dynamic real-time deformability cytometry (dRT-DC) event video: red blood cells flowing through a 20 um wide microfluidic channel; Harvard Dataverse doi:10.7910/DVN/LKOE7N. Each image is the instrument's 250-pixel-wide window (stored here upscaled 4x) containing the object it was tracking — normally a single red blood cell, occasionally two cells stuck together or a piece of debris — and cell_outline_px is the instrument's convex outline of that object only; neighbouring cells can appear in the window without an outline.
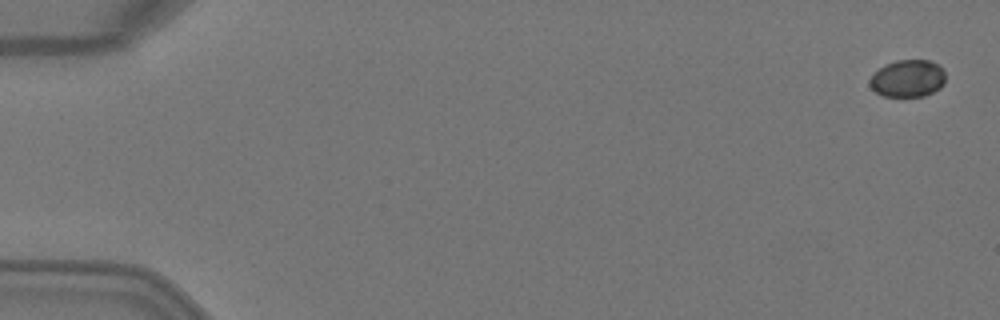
{"species": "Egyptian fruit bat (a non-hibernating species)", "species_latin": "Rousettus aegyptiacus", "temperature_condition": "warm", "stored_images_in_passage": 4, "camera_frame_rate_fps": 3000, "um_per_image_px": 0.085, "animal": {"sex": "female"}, "frame": {"image": 1, "passage_image": 1, "time_ms": 0.0, "image_size_px": [1000, 320], "cell_outline_px": [[944, 84], [940, 88], [924, 96], [884, 96], [876, 92], [868, 84], [868, 80], [884, 64], [896, 60], [932, 60], [940, 64], [944, 72]], "centroid_in_image_um": [77.17, 6.65], "position_along_channel_um": 7.8, "area_um2": 16.53}}
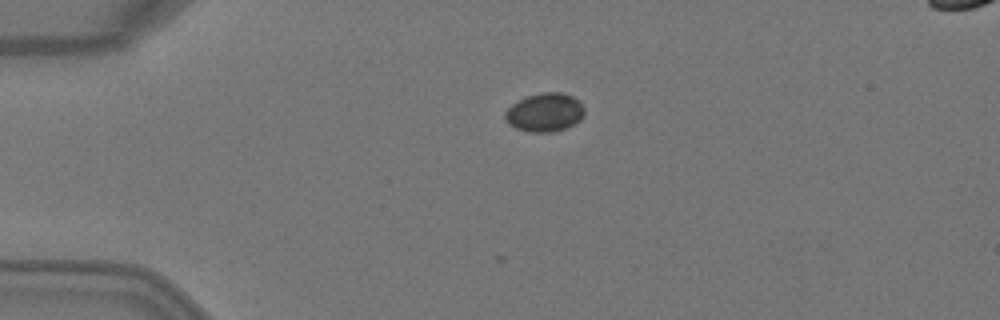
{"frame": {"image": 2, "passage_image": 3, "time_ms": 0.667, "image_size_px": [1000, 320], "cell_outline_px": [[584, 116], [580, 120], [564, 128], [552, 132], [528, 132], [516, 128], [508, 124], [504, 116], [504, 112], [512, 104], [528, 96], [540, 92], [560, 92], [572, 96], [580, 100], [584, 108]], "centroid_in_image_um": [46.31, 9.55], "position_along_channel_um": 38.7, "area_um2": 17.86}}